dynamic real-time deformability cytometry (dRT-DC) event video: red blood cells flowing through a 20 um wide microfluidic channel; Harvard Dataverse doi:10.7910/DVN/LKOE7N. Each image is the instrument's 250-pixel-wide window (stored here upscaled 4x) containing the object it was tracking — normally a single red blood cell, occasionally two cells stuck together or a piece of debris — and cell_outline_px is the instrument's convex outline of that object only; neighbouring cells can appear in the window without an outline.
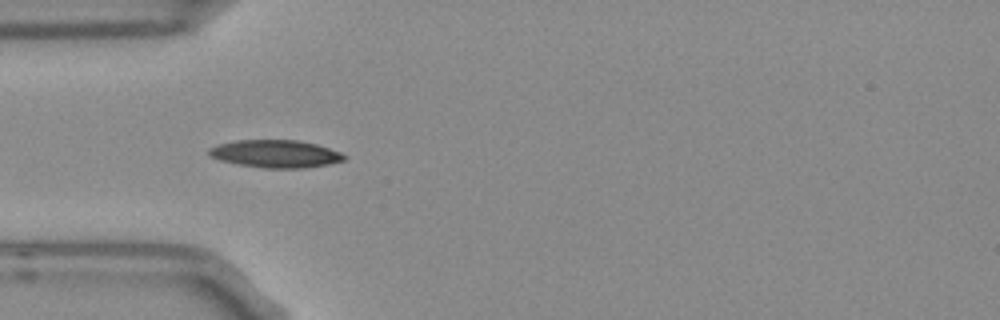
{"species": "Egyptian fruit bat (a non-hibernating species)", "species_latin": "Rousettus aegyptiacus", "temperature_condition": "room temperature", "stored_images_in_passage": 5, "camera_frame_rate_fps": 3000, "um_per_image_px": 0.085, "frame": {"image": 1, "passage_image": 4, "time_ms": 1.0, "image_size_px": [1000, 320], "cell_outline_px": [[348, 156], [344, 160], [328, 164], [304, 168], [264, 168], [240, 164], [220, 160], [208, 156], [208, 148], [220, 144], [236, 140], [296, 140], [316, 144], [340, 152]], "centroid_in_image_um": [23.41, 13.07], "position_along_channel_um": 61.6, "area_um2": 21.68}}
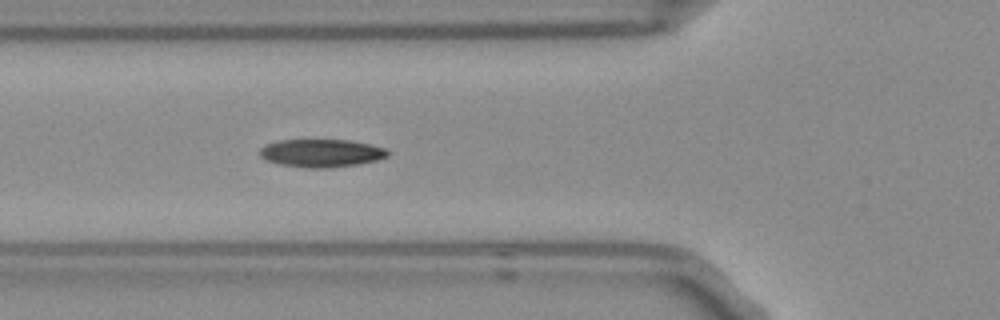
{"frame": {"image": 2, "passage_image": 5, "time_ms": 1.333, "image_size_px": [1000, 320], "cell_outline_px": [[388, 156], [376, 160], [356, 164], [324, 168], [308, 168], [280, 164], [268, 160], [260, 156], [260, 148], [276, 140], [348, 140], [368, 144], [384, 148], [388, 152]], "centroid_in_image_um": [27.29, 13.01], "position_along_channel_um": 98.5, "area_um2": 20.46}}